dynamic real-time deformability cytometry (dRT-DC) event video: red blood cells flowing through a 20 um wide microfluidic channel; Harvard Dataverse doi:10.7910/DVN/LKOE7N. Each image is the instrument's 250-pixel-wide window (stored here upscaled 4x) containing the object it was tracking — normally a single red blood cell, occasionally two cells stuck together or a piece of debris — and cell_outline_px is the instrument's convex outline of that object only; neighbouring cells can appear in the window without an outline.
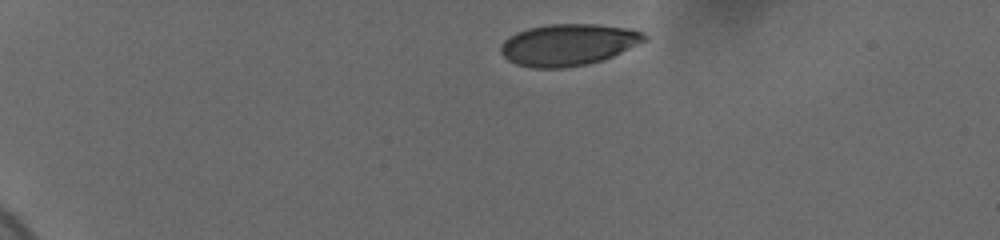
{"species": "human", "species_latin": "Homo sapiens", "temperature_condition": "cold", "stored_images_in_passage": 28, "camera_frame_rate_fps": 3000, "um_per_image_px": 0.085, "donor": {"sex": "female"}, "frame": {"image": 1, "passage_image": 1, "time_ms": 0.0, "image_size_px": [1000, 240], "cell_outline_px": [[648, 40], [612, 56], [588, 64], [564, 68], [532, 68], [516, 64], [508, 60], [500, 52], [500, 44], [508, 36], [516, 32], [528, 28], [548, 24], [596, 24], [628, 28], [644, 32], [648, 36]], "centroid_in_image_um": [48.29, 3.79], "position_along_channel_um": 36.7, "area_um2": 35.08}}
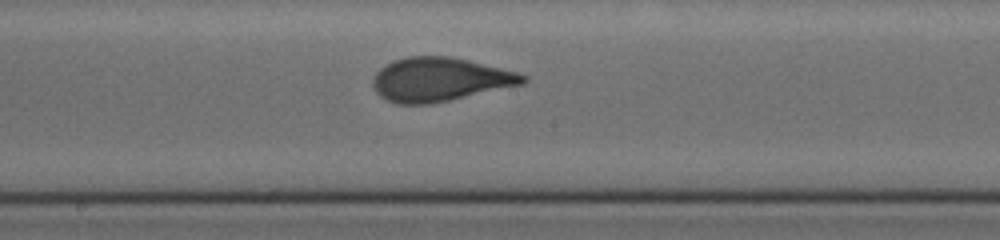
{"frame": {"image": 2, "passage_image": 16, "time_ms": 7.0, "image_size_px": [1000, 240], "cell_outline_px": [[528, 80], [524, 84], [448, 100], [428, 104], [396, 104], [380, 96], [372, 88], [372, 80], [376, 72], [380, 68], [392, 60], [408, 56], [452, 56], [520, 72], [528, 76]], "centroid_in_image_um": [37.39, 6.74], "position_along_channel_um": 210.8, "area_um2": 38.55}}
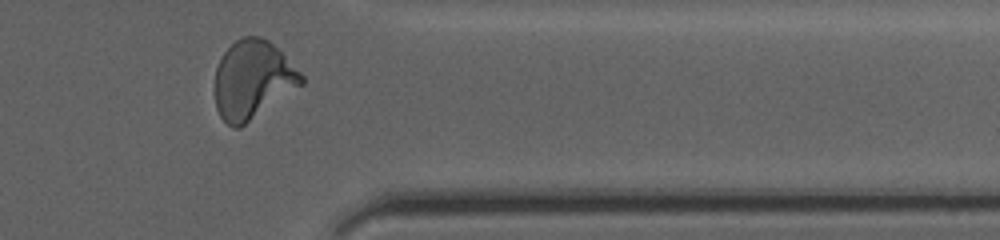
{"frame": {"image": 3, "passage_image": 28, "time_ms": 12.0, "image_size_px": [1000, 240], "cell_outline_px": [[304, 84], [240, 128], [232, 128], [220, 116], [216, 108], [216, 68], [224, 52], [236, 40], [244, 36], [260, 36], [268, 40], [304, 76]], "centroid_in_image_um": [21.48, 6.8], "position_along_channel_um": 389.9, "area_um2": 39.13}, "authors_computed_cell_mechanics": {"area_um2": 37.5989, "velocity_mm_per_s": 3.6677, "shape_relaxation_time_tau1_ms": 4.0041, "shape_relaxation_time_tau2_ms": null, "deformation_change_tau1": 0.1775, "deformation_change_tau2": null}}